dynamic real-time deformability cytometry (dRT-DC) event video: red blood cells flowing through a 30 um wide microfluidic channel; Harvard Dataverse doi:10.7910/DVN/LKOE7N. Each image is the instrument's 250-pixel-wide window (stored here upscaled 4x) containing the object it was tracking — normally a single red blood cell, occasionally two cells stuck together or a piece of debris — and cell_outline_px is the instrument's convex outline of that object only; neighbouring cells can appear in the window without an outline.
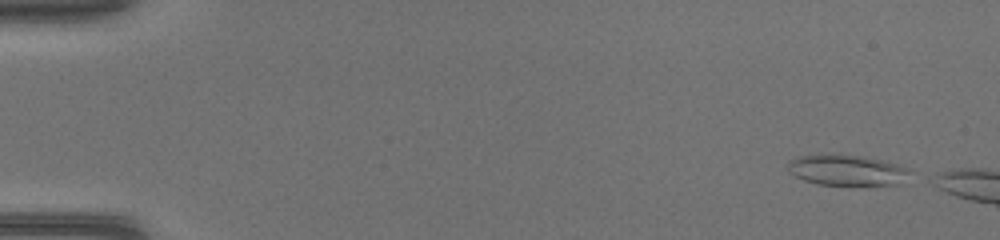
{"species": "common noctule bat (a hibernating species)", "species_latin": "Nyctalus noctula", "temperature_condition": "warm", "stored_images_in_passage": 40, "camera_frame_rate_fps": 3000, "um_per_image_px": 0.085, "animal": {"sex": "female", "body_mass_g": 17.0, "forearm_length_mm": 48.0}, "frame": {"image": 1, "passage_image": 1, "time_ms": 0.0, "image_size_px": [1000, 240], "cell_outline_px": [[912, 172], [900, 184], [868, 188], [864, 188], [816, 184], [804, 180], [788, 172], [788, 160], [796, 156], [864, 156], [888, 160], [908, 168]], "centroid_in_image_um": [72.09, 14.54], "position_along_channel_um": 12.9, "area_um2": 22.72}}
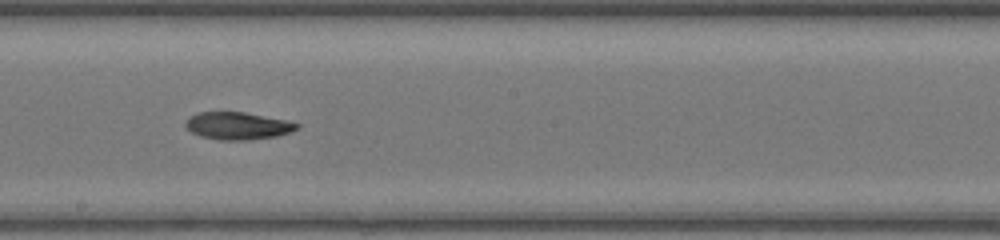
{"frame": {"image": 2, "passage_image": 25, "time_ms": 8.0, "image_size_px": [1000, 240], "cell_outline_px": [[300, 128], [292, 132], [276, 136], [248, 140], [220, 140], [200, 136], [192, 132], [184, 124], [188, 116], [196, 112], [244, 112], [284, 120], [300, 124]], "centroid_in_image_um": [20.19, 10.69], "position_along_channel_um": 228.0, "area_um2": 17.8}}
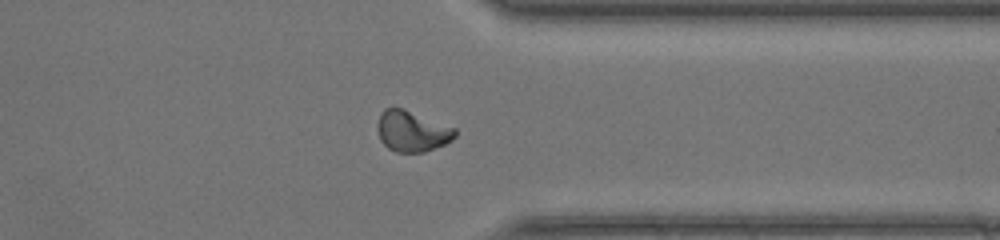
{"frame": {"image": 3, "passage_image": 35, "time_ms": 11.333, "image_size_px": [1000, 240], "cell_outline_px": [[456, 136], [452, 140], [444, 144], [424, 152], [396, 152], [388, 148], [380, 140], [376, 128], [376, 124], [380, 112], [384, 108], [404, 108], [456, 128]], "centroid_in_image_um": [34.99, 11.14], "position_along_channel_um": 376.4, "area_um2": 18.67}}